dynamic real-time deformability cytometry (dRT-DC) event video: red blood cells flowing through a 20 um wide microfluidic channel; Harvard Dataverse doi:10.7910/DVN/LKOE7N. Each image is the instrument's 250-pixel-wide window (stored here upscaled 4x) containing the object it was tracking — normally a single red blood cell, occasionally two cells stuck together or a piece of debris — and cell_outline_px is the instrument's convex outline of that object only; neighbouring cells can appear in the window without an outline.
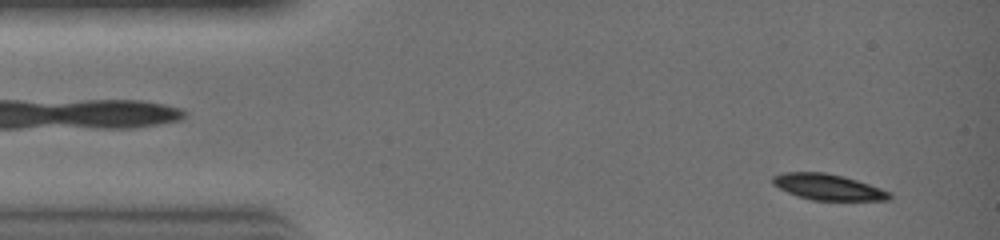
{"species": "common noctule bat (a hibernating species)", "species_latin": "Nyctalus noctula", "temperature_condition": "warm", "stored_images_in_passage": 7, "camera_frame_rate_fps": 3000, "um_per_image_px": 0.085, "animal": {"sex": "female", "body_mass_g": 19.0, "forearm_length_mm": 51.5}, "frame": {"image": 1, "passage_image": 1, "time_ms": 0.0, "image_size_px": [1000, 240], "cell_outline_px": [[892, 196], [888, 200], [812, 200], [796, 196], [772, 184], [772, 176], [784, 172], [824, 172], [844, 176], [892, 192]], "centroid_in_image_um": [70.37, 15.89], "position_along_channel_um": 14.6, "area_um2": 17.63}}
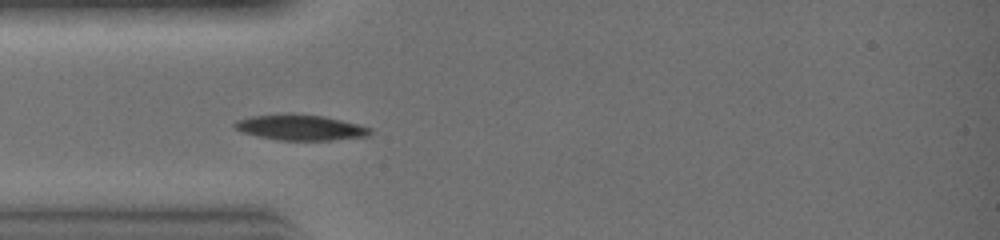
{"frame": {"image": 2, "passage_image": 7, "time_ms": 2.0, "image_size_px": [1000, 240], "cell_outline_px": [[372, 132], [368, 136], [332, 140], [276, 140], [256, 136], [240, 132], [232, 124], [236, 120], [252, 116], [324, 116], [372, 128]], "centroid_in_image_um": [25.53, 10.88], "position_along_channel_um": 59.5, "area_um2": 19.42}}